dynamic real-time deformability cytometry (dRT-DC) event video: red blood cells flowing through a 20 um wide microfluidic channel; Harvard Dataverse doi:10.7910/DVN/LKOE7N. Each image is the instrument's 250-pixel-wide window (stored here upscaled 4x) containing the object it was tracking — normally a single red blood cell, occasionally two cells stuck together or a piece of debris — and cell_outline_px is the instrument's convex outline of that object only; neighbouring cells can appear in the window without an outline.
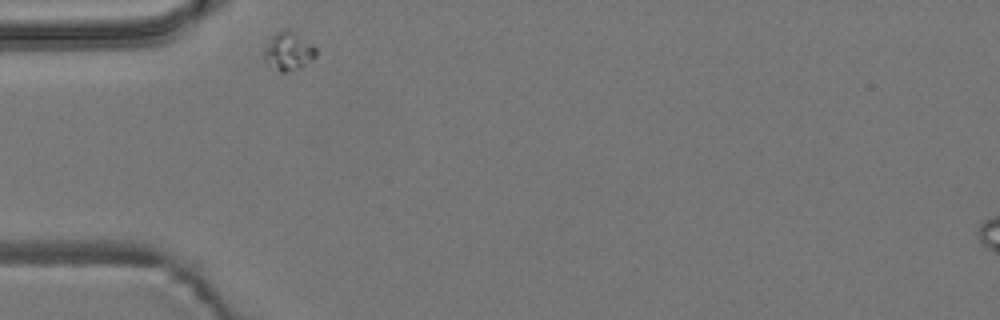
{"species": "common noctule bat (a hibernating species)", "species_latin": "Nyctalus noctula", "temperature_condition": "room temperature", "stored_images_in_passage": 31, "camera_frame_rate_fps": 3000, "um_per_image_px": 0.085, "animal": {"sex": "male", "body_mass_g": 19.2, "forearm_length_mm": 51.8}, "frame": {"image": 1, "passage_image": 1, "time_ms": 0.0, "image_size_px": [1000, 320], "cell_outline_px": [[316, 56], [312, 60], [300, 68], [284, 72], [280, 72], [268, 64], [264, 60], [264, 48], [272, 36], [276, 32], [292, 32], [312, 44], [316, 48]], "centroid_in_image_um": [24.51, 4.4], "position_along_channel_um": 60.5, "area_um2": 11.16}}